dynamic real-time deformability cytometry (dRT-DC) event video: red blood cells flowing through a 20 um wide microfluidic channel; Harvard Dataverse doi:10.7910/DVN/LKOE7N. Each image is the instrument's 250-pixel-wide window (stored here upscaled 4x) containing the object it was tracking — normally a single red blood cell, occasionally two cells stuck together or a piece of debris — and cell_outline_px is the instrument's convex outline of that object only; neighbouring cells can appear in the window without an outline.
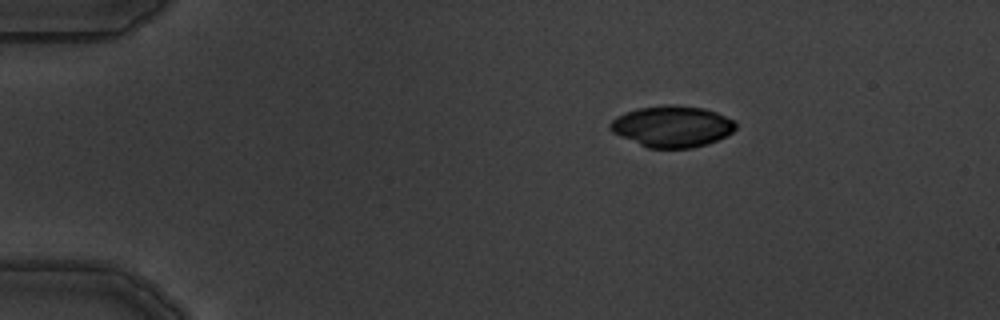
{"species": "common noctule bat (a hibernating species)", "species_latin": "Nyctalus noctula", "temperature_condition": "warm", "stored_images_in_passage": 3, "camera_frame_rate_fps": 3000, "um_per_image_px": 0.085, "animal": {"sex": "male", "body_mass_g": 19.5, "forearm_length_mm": 54.6}, "frame": {"image": 1, "passage_image": 1, "time_ms": 0.0, "image_size_px": [1000, 320], "cell_outline_px": [[736, 128], [732, 132], [708, 144], [692, 148], [648, 148], [620, 136], [612, 132], [608, 128], [608, 124], [616, 116], [624, 112], [636, 108], [668, 104], [676, 104], [704, 108], [716, 112], [736, 120]], "centroid_in_image_um": [57.11, 10.73], "position_along_channel_um": 27.9, "area_um2": 30.52}}